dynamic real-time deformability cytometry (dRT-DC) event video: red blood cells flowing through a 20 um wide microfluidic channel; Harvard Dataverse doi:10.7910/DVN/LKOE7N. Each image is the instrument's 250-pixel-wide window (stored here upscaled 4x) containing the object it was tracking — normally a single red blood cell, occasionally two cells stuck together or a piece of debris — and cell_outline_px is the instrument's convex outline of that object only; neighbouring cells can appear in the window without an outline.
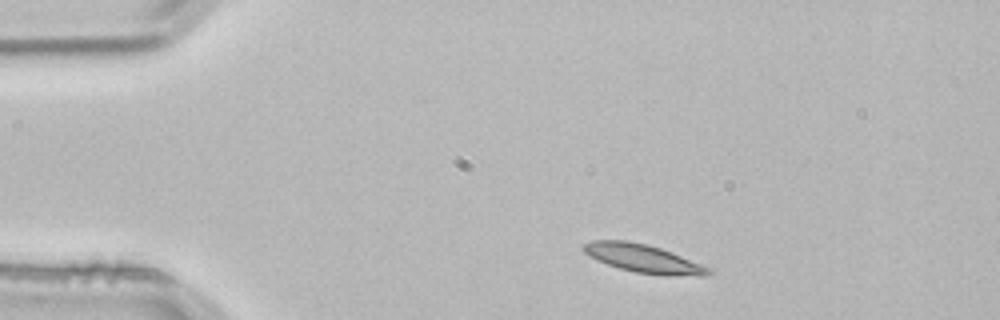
{"species": "common noctule bat (a hibernating species)", "species_latin": "Nyctalus noctula", "temperature_condition": "room temperature", "stored_images_in_passage": 2, "camera_frame_rate_fps": 3000, "um_per_image_px": 0.085, "animal": {"sex": "male", "body_mass_g": 21.5, "forearm_length_mm": 52.0}, "frame": {"image": 1, "passage_image": 1, "time_ms": 0.0, "image_size_px": [1000, 320], "cell_outline_px": [[712, 272], [708, 276], [664, 276], [636, 272], [620, 268], [596, 260], [588, 256], [580, 248], [584, 244], [592, 240], [628, 240], [648, 244], [672, 252], [700, 264], [708, 268]], "centroid_in_image_um": [54.65, 21.97], "position_along_channel_um": 30.3, "area_um2": 20.69}}